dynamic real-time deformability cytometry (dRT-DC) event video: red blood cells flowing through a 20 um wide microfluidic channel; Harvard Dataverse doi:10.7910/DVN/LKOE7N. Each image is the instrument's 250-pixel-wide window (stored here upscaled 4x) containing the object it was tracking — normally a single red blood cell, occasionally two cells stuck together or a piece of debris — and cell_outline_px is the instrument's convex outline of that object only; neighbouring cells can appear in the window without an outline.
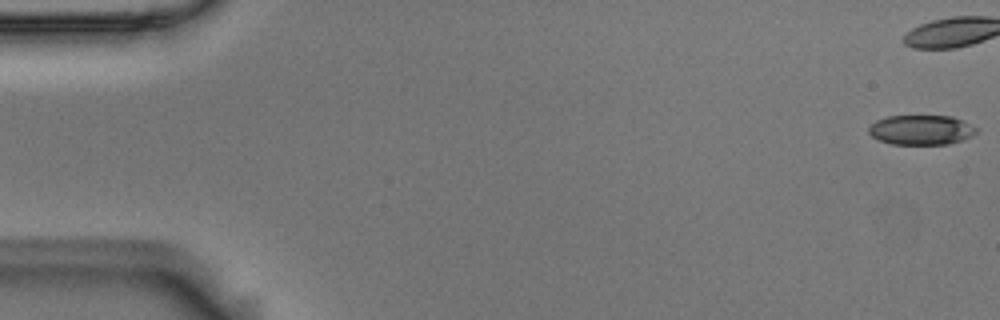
{"species": "Egyptian fruit bat (a non-hibernating species)", "species_latin": "Rousettus aegyptiacus", "temperature_condition": "room temperature", "stored_images_in_passage": 43, "camera_frame_rate_fps": 3000, "um_per_image_px": 0.085, "animal": {"sex": "male"}, "frame": {"image": 1, "passage_image": 1, "time_ms": 0.0, "image_size_px": [1000, 320], "cell_outline_px": [[976, 132], [972, 136], [948, 144], [892, 144], [880, 140], [872, 136], [868, 132], [868, 128], [876, 120], [888, 116], [952, 116], [976, 128]], "centroid_in_image_um": [78.26, 11.04], "position_along_channel_um": 6.7, "area_um2": 18.38}}